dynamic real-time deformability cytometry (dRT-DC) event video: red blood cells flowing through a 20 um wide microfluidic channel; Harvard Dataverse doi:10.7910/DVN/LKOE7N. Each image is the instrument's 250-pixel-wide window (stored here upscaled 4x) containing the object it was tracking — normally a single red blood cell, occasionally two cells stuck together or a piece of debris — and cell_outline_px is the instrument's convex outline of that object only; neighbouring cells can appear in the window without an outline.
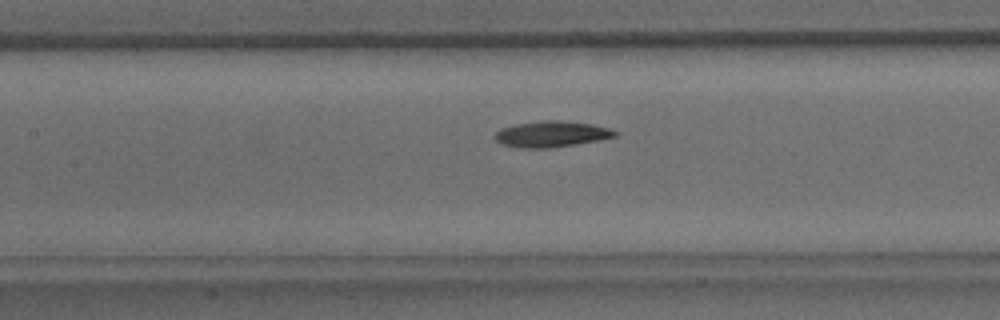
{"species": "common noctule bat (a hibernating species)", "species_latin": "Nyctalus noctula", "temperature_condition": "warm", "stored_images_in_passage": 27, "camera_frame_rate_fps": 3000, "um_per_image_px": 0.085, "animal": {"sex": "male", "body_mass_g": 15.6}, "frame": {"image": 1, "passage_image": 12, "time_ms": 3.667, "image_size_px": [1000, 320], "cell_outline_px": [[620, 132], [616, 136], [576, 144], [548, 148], [520, 148], [500, 144], [492, 136], [500, 128], [516, 124], [540, 120], [556, 120], [592, 124], [608, 128]], "centroid_in_image_um": [46.82, 11.39], "position_along_channel_um": 160.6, "area_um2": 18.21}}